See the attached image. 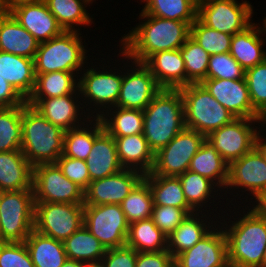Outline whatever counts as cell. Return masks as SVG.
Wrapping results in <instances>:
<instances>
[{"label":"cell","instance_id":"50","mask_svg":"<svg viewBox=\"0 0 266 267\" xmlns=\"http://www.w3.org/2000/svg\"><path fill=\"white\" fill-rule=\"evenodd\" d=\"M137 251L127 245L106 250L102 258L105 267H135Z\"/></svg>","mask_w":266,"mask_h":267},{"label":"cell","instance_id":"18","mask_svg":"<svg viewBox=\"0 0 266 267\" xmlns=\"http://www.w3.org/2000/svg\"><path fill=\"white\" fill-rule=\"evenodd\" d=\"M26 103L64 131L77 128L91 118L83 108L79 89L61 97L27 99Z\"/></svg>","mask_w":266,"mask_h":267},{"label":"cell","instance_id":"13","mask_svg":"<svg viewBox=\"0 0 266 267\" xmlns=\"http://www.w3.org/2000/svg\"><path fill=\"white\" fill-rule=\"evenodd\" d=\"M83 224L106 249L126 245L129 223L120 204L84 205Z\"/></svg>","mask_w":266,"mask_h":267},{"label":"cell","instance_id":"48","mask_svg":"<svg viewBox=\"0 0 266 267\" xmlns=\"http://www.w3.org/2000/svg\"><path fill=\"white\" fill-rule=\"evenodd\" d=\"M0 267H35L24 242H0Z\"/></svg>","mask_w":266,"mask_h":267},{"label":"cell","instance_id":"39","mask_svg":"<svg viewBox=\"0 0 266 267\" xmlns=\"http://www.w3.org/2000/svg\"><path fill=\"white\" fill-rule=\"evenodd\" d=\"M197 3L196 0H140L139 4L143 5L141 12L147 15L191 25L197 19Z\"/></svg>","mask_w":266,"mask_h":267},{"label":"cell","instance_id":"45","mask_svg":"<svg viewBox=\"0 0 266 267\" xmlns=\"http://www.w3.org/2000/svg\"><path fill=\"white\" fill-rule=\"evenodd\" d=\"M245 70L229 52L210 55L206 79L239 80Z\"/></svg>","mask_w":266,"mask_h":267},{"label":"cell","instance_id":"4","mask_svg":"<svg viewBox=\"0 0 266 267\" xmlns=\"http://www.w3.org/2000/svg\"><path fill=\"white\" fill-rule=\"evenodd\" d=\"M143 118L142 134L155 154L185 128L180 89H162L143 110Z\"/></svg>","mask_w":266,"mask_h":267},{"label":"cell","instance_id":"59","mask_svg":"<svg viewBox=\"0 0 266 267\" xmlns=\"http://www.w3.org/2000/svg\"><path fill=\"white\" fill-rule=\"evenodd\" d=\"M260 23H261V25L264 29L265 35H266V16H264V18L262 19V21Z\"/></svg>","mask_w":266,"mask_h":267},{"label":"cell","instance_id":"49","mask_svg":"<svg viewBox=\"0 0 266 267\" xmlns=\"http://www.w3.org/2000/svg\"><path fill=\"white\" fill-rule=\"evenodd\" d=\"M56 164L69 180L76 183L83 190L90 184V175L85 160L66 157L62 154Z\"/></svg>","mask_w":266,"mask_h":267},{"label":"cell","instance_id":"41","mask_svg":"<svg viewBox=\"0 0 266 267\" xmlns=\"http://www.w3.org/2000/svg\"><path fill=\"white\" fill-rule=\"evenodd\" d=\"M120 205L129 224L151 218L154 203L149 184L142 179Z\"/></svg>","mask_w":266,"mask_h":267},{"label":"cell","instance_id":"38","mask_svg":"<svg viewBox=\"0 0 266 267\" xmlns=\"http://www.w3.org/2000/svg\"><path fill=\"white\" fill-rule=\"evenodd\" d=\"M63 244L68 259L85 263L101 261L107 250L84 224Z\"/></svg>","mask_w":266,"mask_h":267},{"label":"cell","instance_id":"1","mask_svg":"<svg viewBox=\"0 0 266 267\" xmlns=\"http://www.w3.org/2000/svg\"><path fill=\"white\" fill-rule=\"evenodd\" d=\"M219 223L226 236L229 266L262 267L266 219L260 218L246 205H229L219 217Z\"/></svg>","mask_w":266,"mask_h":267},{"label":"cell","instance_id":"5","mask_svg":"<svg viewBox=\"0 0 266 267\" xmlns=\"http://www.w3.org/2000/svg\"><path fill=\"white\" fill-rule=\"evenodd\" d=\"M64 133L33 106L27 103L22 105L21 151L33 167L56 163L63 154Z\"/></svg>","mask_w":266,"mask_h":267},{"label":"cell","instance_id":"9","mask_svg":"<svg viewBox=\"0 0 266 267\" xmlns=\"http://www.w3.org/2000/svg\"><path fill=\"white\" fill-rule=\"evenodd\" d=\"M33 189L3 191L0 200V242H24L34 230Z\"/></svg>","mask_w":266,"mask_h":267},{"label":"cell","instance_id":"8","mask_svg":"<svg viewBox=\"0 0 266 267\" xmlns=\"http://www.w3.org/2000/svg\"><path fill=\"white\" fill-rule=\"evenodd\" d=\"M184 105L185 127L205 137L224 125L231 123L233 116L206 90L201 83H191L180 88Z\"/></svg>","mask_w":266,"mask_h":267},{"label":"cell","instance_id":"6","mask_svg":"<svg viewBox=\"0 0 266 267\" xmlns=\"http://www.w3.org/2000/svg\"><path fill=\"white\" fill-rule=\"evenodd\" d=\"M81 35L82 32L63 31L59 36L39 43L34 58L35 74L56 71L80 74L89 60L95 57L87 48L86 40L83 41L85 36Z\"/></svg>","mask_w":266,"mask_h":267},{"label":"cell","instance_id":"40","mask_svg":"<svg viewBox=\"0 0 266 267\" xmlns=\"http://www.w3.org/2000/svg\"><path fill=\"white\" fill-rule=\"evenodd\" d=\"M143 179L149 184L154 205L192 209L186 202L178 177L145 174Z\"/></svg>","mask_w":266,"mask_h":267},{"label":"cell","instance_id":"23","mask_svg":"<svg viewBox=\"0 0 266 267\" xmlns=\"http://www.w3.org/2000/svg\"><path fill=\"white\" fill-rule=\"evenodd\" d=\"M218 223L219 217L208 212L188 214L180 225L167 237V250L175 258L180 253L193 247Z\"/></svg>","mask_w":266,"mask_h":267},{"label":"cell","instance_id":"2","mask_svg":"<svg viewBox=\"0 0 266 267\" xmlns=\"http://www.w3.org/2000/svg\"><path fill=\"white\" fill-rule=\"evenodd\" d=\"M138 20L139 23L128 33L121 35L117 45L134 62L144 63L159 51L180 49L190 36L187 22L163 19L141 11Z\"/></svg>","mask_w":266,"mask_h":267},{"label":"cell","instance_id":"32","mask_svg":"<svg viewBox=\"0 0 266 267\" xmlns=\"http://www.w3.org/2000/svg\"><path fill=\"white\" fill-rule=\"evenodd\" d=\"M189 171L213 181L222 191L228 180V163L206 139L191 159Z\"/></svg>","mask_w":266,"mask_h":267},{"label":"cell","instance_id":"27","mask_svg":"<svg viewBox=\"0 0 266 267\" xmlns=\"http://www.w3.org/2000/svg\"><path fill=\"white\" fill-rule=\"evenodd\" d=\"M33 189V166L21 150L0 152V191Z\"/></svg>","mask_w":266,"mask_h":267},{"label":"cell","instance_id":"55","mask_svg":"<svg viewBox=\"0 0 266 267\" xmlns=\"http://www.w3.org/2000/svg\"><path fill=\"white\" fill-rule=\"evenodd\" d=\"M259 136L266 138V108L258 116Z\"/></svg>","mask_w":266,"mask_h":267},{"label":"cell","instance_id":"25","mask_svg":"<svg viewBox=\"0 0 266 267\" xmlns=\"http://www.w3.org/2000/svg\"><path fill=\"white\" fill-rule=\"evenodd\" d=\"M143 64L162 89H180L186 86L185 63L180 49L156 52Z\"/></svg>","mask_w":266,"mask_h":267},{"label":"cell","instance_id":"12","mask_svg":"<svg viewBox=\"0 0 266 267\" xmlns=\"http://www.w3.org/2000/svg\"><path fill=\"white\" fill-rule=\"evenodd\" d=\"M84 221V204L35 202L34 230L64 242Z\"/></svg>","mask_w":266,"mask_h":267},{"label":"cell","instance_id":"7","mask_svg":"<svg viewBox=\"0 0 266 267\" xmlns=\"http://www.w3.org/2000/svg\"><path fill=\"white\" fill-rule=\"evenodd\" d=\"M265 190L266 158L257 146L241 158L228 164V180L223 191V197L224 200L226 199L227 206L246 205L258 193ZM236 198L240 201H237Z\"/></svg>","mask_w":266,"mask_h":267},{"label":"cell","instance_id":"31","mask_svg":"<svg viewBox=\"0 0 266 267\" xmlns=\"http://www.w3.org/2000/svg\"><path fill=\"white\" fill-rule=\"evenodd\" d=\"M49 11L55 16L63 31L82 32L81 26L94 24V14L87 7L92 5L88 0H44ZM79 26V27H78Z\"/></svg>","mask_w":266,"mask_h":267},{"label":"cell","instance_id":"15","mask_svg":"<svg viewBox=\"0 0 266 267\" xmlns=\"http://www.w3.org/2000/svg\"><path fill=\"white\" fill-rule=\"evenodd\" d=\"M206 137L192 129L184 128L164 148L155 153L153 175L179 176L189 169L193 156Z\"/></svg>","mask_w":266,"mask_h":267},{"label":"cell","instance_id":"54","mask_svg":"<svg viewBox=\"0 0 266 267\" xmlns=\"http://www.w3.org/2000/svg\"><path fill=\"white\" fill-rule=\"evenodd\" d=\"M38 0H0V11H9L21 3L35 2Z\"/></svg>","mask_w":266,"mask_h":267},{"label":"cell","instance_id":"42","mask_svg":"<svg viewBox=\"0 0 266 267\" xmlns=\"http://www.w3.org/2000/svg\"><path fill=\"white\" fill-rule=\"evenodd\" d=\"M22 105L0 108V152L21 150Z\"/></svg>","mask_w":266,"mask_h":267},{"label":"cell","instance_id":"10","mask_svg":"<svg viewBox=\"0 0 266 267\" xmlns=\"http://www.w3.org/2000/svg\"><path fill=\"white\" fill-rule=\"evenodd\" d=\"M118 54L123 64V79L116 107L144 110L162 90L150 70L143 64L132 61L120 49Z\"/></svg>","mask_w":266,"mask_h":267},{"label":"cell","instance_id":"53","mask_svg":"<svg viewBox=\"0 0 266 267\" xmlns=\"http://www.w3.org/2000/svg\"><path fill=\"white\" fill-rule=\"evenodd\" d=\"M246 206L260 218L266 219V190L258 193Z\"/></svg>","mask_w":266,"mask_h":267},{"label":"cell","instance_id":"29","mask_svg":"<svg viewBox=\"0 0 266 267\" xmlns=\"http://www.w3.org/2000/svg\"><path fill=\"white\" fill-rule=\"evenodd\" d=\"M85 161L91 181L108 177L124 169L118 158L114 138L105 130L94 140Z\"/></svg>","mask_w":266,"mask_h":267},{"label":"cell","instance_id":"26","mask_svg":"<svg viewBox=\"0 0 266 267\" xmlns=\"http://www.w3.org/2000/svg\"><path fill=\"white\" fill-rule=\"evenodd\" d=\"M39 42L9 11H0V51L34 59Z\"/></svg>","mask_w":266,"mask_h":267},{"label":"cell","instance_id":"34","mask_svg":"<svg viewBox=\"0 0 266 267\" xmlns=\"http://www.w3.org/2000/svg\"><path fill=\"white\" fill-rule=\"evenodd\" d=\"M104 131L99 118H90L83 125L65 131L63 155L86 160L94 140Z\"/></svg>","mask_w":266,"mask_h":267},{"label":"cell","instance_id":"3","mask_svg":"<svg viewBox=\"0 0 266 267\" xmlns=\"http://www.w3.org/2000/svg\"><path fill=\"white\" fill-rule=\"evenodd\" d=\"M101 52L102 51L98 52L99 54L95 53L98 57L96 58L95 55V58L90 60L79 74L78 89L81 95V102H83L82 105L85 112L91 118H99L107 109L116 107L123 79L122 61L119 59L117 60L116 58L112 59V57H109L112 56L110 54L106 56L105 53L104 56ZM99 55H103V58H101L102 60L99 58ZM104 57H107L108 59H105ZM95 60L100 62H96Z\"/></svg>","mask_w":266,"mask_h":267},{"label":"cell","instance_id":"28","mask_svg":"<svg viewBox=\"0 0 266 267\" xmlns=\"http://www.w3.org/2000/svg\"><path fill=\"white\" fill-rule=\"evenodd\" d=\"M0 76L27 100L35 86L34 59L0 51Z\"/></svg>","mask_w":266,"mask_h":267},{"label":"cell","instance_id":"11","mask_svg":"<svg viewBox=\"0 0 266 267\" xmlns=\"http://www.w3.org/2000/svg\"><path fill=\"white\" fill-rule=\"evenodd\" d=\"M253 7L247 0H200L197 19L211 29L234 35L253 22Z\"/></svg>","mask_w":266,"mask_h":267},{"label":"cell","instance_id":"33","mask_svg":"<svg viewBox=\"0 0 266 267\" xmlns=\"http://www.w3.org/2000/svg\"><path fill=\"white\" fill-rule=\"evenodd\" d=\"M35 267H62L67 255L62 241L33 230L24 241Z\"/></svg>","mask_w":266,"mask_h":267},{"label":"cell","instance_id":"62","mask_svg":"<svg viewBox=\"0 0 266 267\" xmlns=\"http://www.w3.org/2000/svg\"><path fill=\"white\" fill-rule=\"evenodd\" d=\"M2 192H3V191H0V200H1V197H2Z\"/></svg>","mask_w":266,"mask_h":267},{"label":"cell","instance_id":"56","mask_svg":"<svg viewBox=\"0 0 266 267\" xmlns=\"http://www.w3.org/2000/svg\"><path fill=\"white\" fill-rule=\"evenodd\" d=\"M62 267H85V262L67 258Z\"/></svg>","mask_w":266,"mask_h":267},{"label":"cell","instance_id":"37","mask_svg":"<svg viewBox=\"0 0 266 267\" xmlns=\"http://www.w3.org/2000/svg\"><path fill=\"white\" fill-rule=\"evenodd\" d=\"M126 245L137 252L167 250V236L154 224L152 218L129 224Z\"/></svg>","mask_w":266,"mask_h":267},{"label":"cell","instance_id":"21","mask_svg":"<svg viewBox=\"0 0 266 267\" xmlns=\"http://www.w3.org/2000/svg\"><path fill=\"white\" fill-rule=\"evenodd\" d=\"M201 84L236 118L258 119L253 109L246 79H205Z\"/></svg>","mask_w":266,"mask_h":267},{"label":"cell","instance_id":"16","mask_svg":"<svg viewBox=\"0 0 266 267\" xmlns=\"http://www.w3.org/2000/svg\"><path fill=\"white\" fill-rule=\"evenodd\" d=\"M258 119L236 118L206 139L229 164L251 151L259 137Z\"/></svg>","mask_w":266,"mask_h":267},{"label":"cell","instance_id":"30","mask_svg":"<svg viewBox=\"0 0 266 267\" xmlns=\"http://www.w3.org/2000/svg\"><path fill=\"white\" fill-rule=\"evenodd\" d=\"M114 141L123 168L139 171L143 175L152 171L155 154L143 134L116 137Z\"/></svg>","mask_w":266,"mask_h":267},{"label":"cell","instance_id":"51","mask_svg":"<svg viewBox=\"0 0 266 267\" xmlns=\"http://www.w3.org/2000/svg\"><path fill=\"white\" fill-rule=\"evenodd\" d=\"M135 267H174V258L168 250L137 252Z\"/></svg>","mask_w":266,"mask_h":267},{"label":"cell","instance_id":"24","mask_svg":"<svg viewBox=\"0 0 266 267\" xmlns=\"http://www.w3.org/2000/svg\"><path fill=\"white\" fill-rule=\"evenodd\" d=\"M265 48L264 29L261 23L253 21L243 31L232 36L229 53L246 70L266 59Z\"/></svg>","mask_w":266,"mask_h":267},{"label":"cell","instance_id":"35","mask_svg":"<svg viewBox=\"0 0 266 267\" xmlns=\"http://www.w3.org/2000/svg\"><path fill=\"white\" fill-rule=\"evenodd\" d=\"M99 119L104 130L113 138L143 133V111L139 109L112 107L107 109Z\"/></svg>","mask_w":266,"mask_h":267},{"label":"cell","instance_id":"47","mask_svg":"<svg viewBox=\"0 0 266 267\" xmlns=\"http://www.w3.org/2000/svg\"><path fill=\"white\" fill-rule=\"evenodd\" d=\"M193 209H181L172 206L154 205L152 219L154 224L168 237Z\"/></svg>","mask_w":266,"mask_h":267},{"label":"cell","instance_id":"52","mask_svg":"<svg viewBox=\"0 0 266 267\" xmlns=\"http://www.w3.org/2000/svg\"><path fill=\"white\" fill-rule=\"evenodd\" d=\"M26 100L0 76V108L21 106Z\"/></svg>","mask_w":266,"mask_h":267},{"label":"cell","instance_id":"43","mask_svg":"<svg viewBox=\"0 0 266 267\" xmlns=\"http://www.w3.org/2000/svg\"><path fill=\"white\" fill-rule=\"evenodd\" d=\"M185 63L186 86L206 79L210 55L189 36L180 48Z\"/></svg>","mask_w":266,"mask_h":267},{"label":"cell","instance_id":"17","mask_svg":"<svg viewBox=\"0 0 266 267\" xmlns=\"http://www.w3.org/2000/svg\"><path fill=\"white\" fill-rule=\"evenodd\" d=\"M174 267H230L226 236L220 223L193 247L176 256Z\"/></svg>","mask_w":266,"mask_h":267},{"label":"cell","instance_id":"46","mask_svg":"<svg viewBox=\"0 0 266 267\" xmlns=\"http://www.w3.org/2000/svg\"><path fill=\"white\" fill-rule=\"evenodd\" d=\"M245 79L252 107L259 114L266 108V59L246 69Z\"/></svg>","mask_w":266,"mask_h":267},{"label":"cell","instance_id":"58","mask_svg":"<svg viewBox=\"0 0 266 267\" xmlns=\"http://www.w3.org/2000/svg\"><path fill=\"white\" fill-rule=\"evenodd\" d=\"M85 267H105L103 261L86 262Z\"/></svg>","mask_w":266,"mask_h":267},{"label":"cell","instance_id":"44","mask_svg":"<svg viewBox=\"0 0 266 267\" xmlns=\"http://www.w3.org/2000/svg\"><path fill=\"white\" fill-rule=\"evenodd\" d=\"M190 36L209 54H221L230 51L233 35L211 29L196 19L190 25Z\"/></svg>","mask_w":266,"mask_h":267},{"label":"cell","instance_id":"36","mask_svg":"<svg viewBox=\"0 0 266 267\" xmlns=\"http://www.w3.org/2000/svg\"><path fill=\"white\" fill-rule=\"evenodd\" d=\"M35 75V86L28 99H46L74 94L79 87L78 73L56 71Z\"/></svg>","mask_w":266,"mask_h":267},{"label":"cell","instance_id":"22","mask_svg":"<svg viewBox=\"0 0 266 267\" xmlns=\"http://www.w3.org/2000/svg\"><path fill=\"white\" fill-rule=\"evenodd\" d=\"M9 12L39 43L59 36L63 32L44 0L18 4Z\"/></svg>","mask_w":266,"mask_h":267},{"label":"cell","instance_id":"19","mask_svg":"<svg viewBox=\"0 0 266 267\" xmlns=\"http://www.w3.org/2000/svg\"><path fill=\"white\" fill-rule=\"evenodd\" d=\"M144 175L136 170L121 171L91 181L84 190V205L121 204Z\"/></svg>","mask_w":266,"mask_h":267},{"label":"cell","instance_id":"14","mask_svg":"<svg viewBox=\"0 0 266 267\" xmlns=\"http://www.w3.org/2000/svg\"><path fill=\"white\" fill-rule=\"evenodd\" d=\"M34 202L84 204V190L69 180L56 163L33 167Z\"/></svg>","mask_w":266,"mask_h":267},{"label":"cell","instance_id":"60","mask_svg":"<svg viewBox=\"0 0 266 267\" xmlns=\"http://www.w3.org/2000/svg\"><path fill=\"white\" fill-rule=\"evenodd\" d=\"M262 266H266V249H265L264 257H263V260H262Z\"/></svg>","mask_w":266,"mask_h":267},{"label":"cell","instance_id":"57","mask_svg":"<svg viewBox=\"0 0 266 267\" xmlns=\"http://www.w3.org/2000/svg\"><path fill=\"white\" fill-rule=\"evenodd\" d=\"M256 146L263 152L265 158H266V138L259 136Z\"/></svg>","mask_w":266,"mask_h":267},{"label":"cell","instance_id":"20","mask_svg":"<svg viewBox=\"0 0 266 267\" xmlns=\"http://www.w3.org/2000/svg\"><path fill=\"white\" fill-rule=\"evenodd\" d=\"M177 177L181 182L187 204L195 212H208L220 217L226 210L227 204L224 201L223 191L209 178L189 170Z\"/></svg>","mask_w":266,"mask_h":267},{"label":"cell","instance_id":"61","mask_svg":"<svg viewBox=\"0 0 266 267\" xmlns=\"http://www.w3.org/2000/svg\"><path fill=\"white\" fill-rule=\"evenodd\" d=\"M90 3H94L96 0H88Z\"/></svg>","mask_w":266,"mask_h":267}]
</instances>
